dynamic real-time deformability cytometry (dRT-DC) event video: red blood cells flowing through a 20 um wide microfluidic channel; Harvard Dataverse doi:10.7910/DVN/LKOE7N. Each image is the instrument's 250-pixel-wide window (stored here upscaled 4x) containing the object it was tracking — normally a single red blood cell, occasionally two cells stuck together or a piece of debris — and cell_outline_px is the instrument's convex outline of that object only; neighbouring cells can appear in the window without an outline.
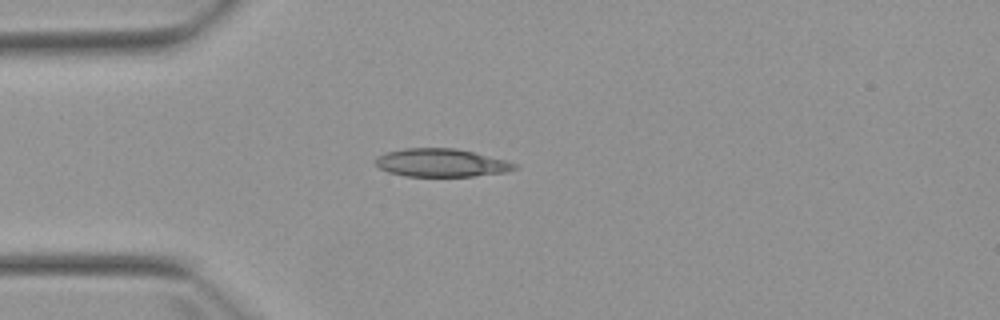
{"species": "Egyptian fruit bat (a non-hibernating species)", "species_latin": "Rousettus aegyptiacus", "temperature_condition": "warm", "stored_images_in_passage": 3, "camera_frame_rate_fps": 3000, "um_per_image_px": 0.085, "animal": {"sex": "female"}, "frame": {"image": 1, "passage_image": 2, "time_ms": 4.333, "image_size_px": [1000, 320], "cell_outline_px": [[520, 168], [504, 172], [472, 176], [404, 176], [388, 172], [380, 168], [372, 160], [388, 152], [404, 148], [452, 148], [472, 152], [504, 160], [516, 164]], "centroid_in_image_um": [37.48, 13.84], "position_along_channel_um": 47.5, "area_um2": 22.48}}